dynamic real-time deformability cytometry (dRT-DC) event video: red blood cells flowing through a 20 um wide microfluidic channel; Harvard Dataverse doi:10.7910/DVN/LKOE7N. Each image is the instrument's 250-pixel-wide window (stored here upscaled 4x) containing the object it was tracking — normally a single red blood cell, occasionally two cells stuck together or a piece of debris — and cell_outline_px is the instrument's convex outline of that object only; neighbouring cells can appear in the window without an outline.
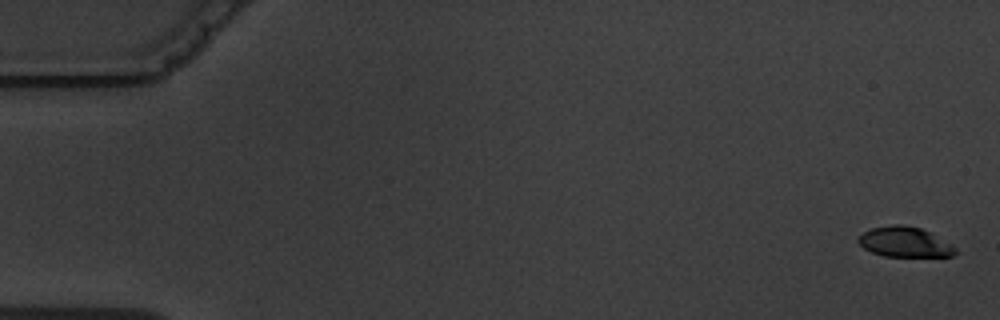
{"species": "common noctule bat (a hibernating species)", "species_latin": "Nyctalus noctula", "temperature_condition": "warm", "stored_images_in_passage": 9, "camera_frame_rate_fps": 3000, "um_per_image_px": 0.085, "animal": {"sex": "male", "body_mass_g": 19.5, "forearm_length_mm": 54.6}, "frame": {"image": 1, "passage_image": 1, "time_ms": 0.0, "image_size_px": [1000, 320], "cell_outline_px": [[960, 252], [952, 256], [884, 256], [872, 252], [864, 248], [856, 240], [856, 236], [872, 228], [892, 224], [900, 224], [920, 228], [952, 244]], "centroid_in_image_um": [76.89, 20.57], "position_along_channel_um": 8.1, "area_um2": 17.05}}
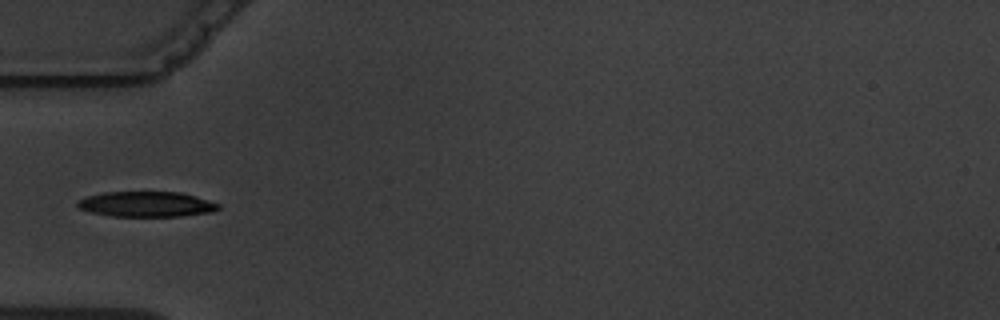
{"frame": {"image": 2, "passage_image": 6, "time_ms": 6.0, "image_size_px": [1000, 320], "cell_outline_px": [[220, 208], [212, 212], [180, 216], [112, 216], [92, 212], [80, 208], [76, 204], [80, 200], [88, 196], [104, 192], [180, 192], [196, 196], [220, 204]], "centroid_in_image_um": [12.49, 17.35], "position_along_channel_um": 72.5, "area_um2": 20.58}}
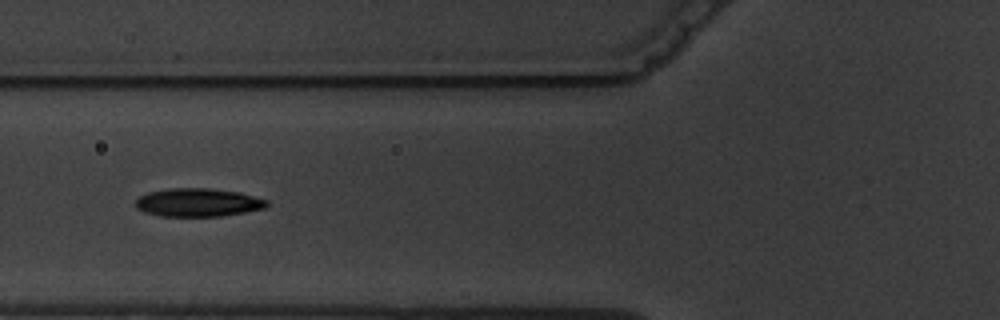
{"frame": {"image": 3, "passage_image": 7, "time_ms": 7.0, "image_size_px": [1000, 320], "cell_outline_px": [[268, 204], [264, 208], [244, 212], [220, 216], [160, 216], [144, 212], [136, 208], [132, 204], [140, 196], [148, 192], [172, 188], [212, 188], [236, 192], [268, 200]], "centroid_in_image_um": [16.77, 17.21], "position_along_channel_um": 109.0, "area_um2": 21.56}}